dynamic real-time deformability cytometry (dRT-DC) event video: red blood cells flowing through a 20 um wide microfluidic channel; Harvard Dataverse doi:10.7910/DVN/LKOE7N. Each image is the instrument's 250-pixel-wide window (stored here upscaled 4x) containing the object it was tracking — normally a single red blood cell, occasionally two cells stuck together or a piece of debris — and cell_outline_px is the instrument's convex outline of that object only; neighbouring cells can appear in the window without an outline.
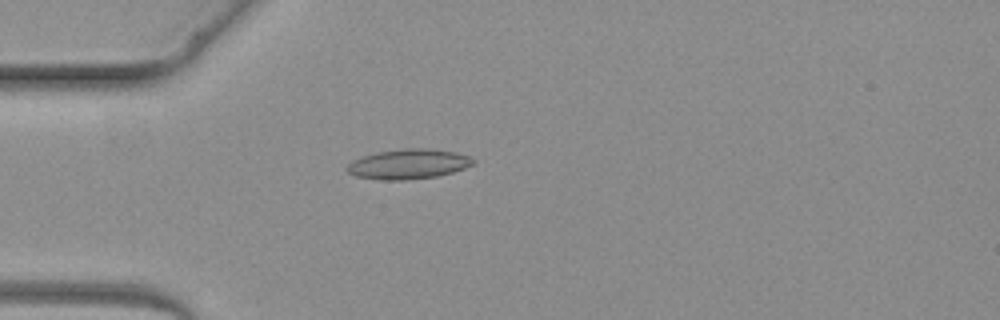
{"species": "common noctule bat (a hibernating species)", "species_latin": "Nyctalus noctula", "temperature_condition": "warm", "stored_images_in_passage": 1, "camera_frame_rate_fps": 3000, "um_per_image_px": 0.085, "animal": {"sex": "female", "body_mass_g": 19.3, "forearm_length_mm": 54.1}, "frame": {"image": 1, "passage_image": 1, "time_ms": 0.0, "image_size_px": [1000, 320], "cell_outline_px": [[476, 160], [472, 164], [464, 168], [452, 172], [436, 176], [404, 180], [384, 180], [356, 176], [348, 172], [344, 168], [352, 160], [376, 152], [404, 148], [428, 148], [456, 152], [468, 156]], "centroid_in_image_um": [34.69, 13.93], "position_along_channel_um": 50.3, "area_um2": 21.91}}